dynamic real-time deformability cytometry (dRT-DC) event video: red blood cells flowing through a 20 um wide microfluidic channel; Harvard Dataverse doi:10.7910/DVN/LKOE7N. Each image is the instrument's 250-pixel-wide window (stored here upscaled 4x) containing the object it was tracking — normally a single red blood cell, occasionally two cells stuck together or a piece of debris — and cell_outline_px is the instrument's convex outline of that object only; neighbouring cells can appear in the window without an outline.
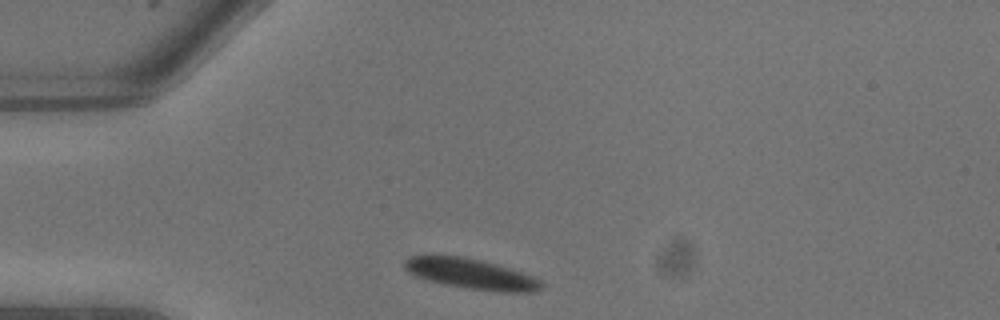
{"species": "common noctule bat (a hibernating species)", "species_latin": "Nyctalus noctula", "temperature_condition": "warm", "stored_images_in_passage": 2, "camera_frame_rate_fps": 3000, "um_per_image_px": 0.085, "animal": {"sex": "male", "body_mass_g": 13.3}, "frame": {"image": 1, "passage_image": 1, "time_ms": 0.0, "image_size_px": [1000, 320], "cell_outline_px": [[544, 288], [536, 292], [504, 292], [472, 288], [444, 284], [428, 280], [416, 276], [408, 272], [404, 268], [404, 260], [408, 256], [424, 252], [432, 252], [460, 256], [480, 260], [496, 264], [532, 276], [540, 280], [544, 284]], "centroid_in_image_um": [39.94, 23.22], "position_along_channel_um": 45.1, "area_um2": 24.74}}